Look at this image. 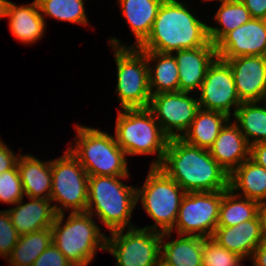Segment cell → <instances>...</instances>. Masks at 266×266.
Masks as SVG:
<instances>
[{
	"instance_id": "1",
	"label": "cell",
	"mask_w": 266,
	"mask_h": 266,
	"mask_svg": "<svg viewBox=\"0 0 266 266\" xmlns=\"http://www.w3.org/2000/svg\"><path fill=\"white\" fill-rule=\"evenodd\" d=\"M187 192H215L229 188V174L210 155L181 138L168 140L163 160L158 166Z\"/></svg>"
},
{
	"instance_id": "2",
	"label": "cell",
	"mask_w": 266,
	"mask_h": 266,
	"mask_svg": "<svg viewBox=\"0 0 266 266\" xmlns=\"http://www.w3.org/2000/svg\"><path fill=\"white\" fill-rule=\"evenodd\" d=\"M193 14L178 0H164L149 36L138 48L173 54L207 45L208 25Z\"/></svg>"
},
{
	"instance_id": "3",
	"label": "cell",
	"mask_w": 266,
	"mask_h": 266,
	"mask_svg": "<svg viewBox=\"0 0 266 266\" xmlns=\"http://www.w3.org/2000/svg\"><path fill=\"white\" fill-rule=\"evenodd\" d=\"M129 176H89L86 212L94 213L110 232L134 227L132 211L136 207V187L121 180ZM95 209V211H93ZM94 212V213H93Z\"/></svg>"
},
{
	"instance_id": "4",
	"label": "cell",
	"mask_w": 266,
	"mask_h": 266,
	"mask_svg": "<svg viewBox=\"0 0 266 266\" xmlns=\"http://www.w3.org/2000/svg\"><path fill=\"white\" fill-rule=\"evenodd\" d=\"M92 217L87 212H70L64 223V213L57 214L51 226L52 242L74 266H87L96 250L106 251L107 236Z\"/></svg>"
},
{
	"instance_id": "5",
	"label": "cell",
	"mask_w": 266,
	"mask_h": 266,
	"mask_svg": "<svg viewBox=\"0 0 266 266\" xmlns=\"http://www.w3.org/2000/svg\"><path fill=\"white\" fill-rule=\"evenodd\" d=\"M76 147L70 153L89 176H129L126 153L114 136L99 129L75 125Z\"/></svg>"
},
{
	"instance_id": "6",
	"label": "cell",
	"mask_w": 266,
	"mask_h": 266,
	"mask_svg": "<svg viewBox=\"0 0 266 266\" xmlns=\"http://www.w3.org/2000/svg\"><path fill=\"white\" fill-rule=\"evenodd\" d=\"M118 112L115 139L126 155L156 154L151 167H158L169 138L149 108L122 109Z\"/></svg>"
},
{
	"instance_id": "7",
	"label": "cell",
	"mask_w": 266,
	"mask_h": 266,
	"mask_svg": "<svg viewBox=\"0 0 266 266\" xmlns=\"http://www.w3.org/2000/svg\"><path fill=\"white\" fill-rule=\"evenodd\" d=\"M185 194L181 186L159 167L150 166L144 185L136 187V202L140 200L147 214L155 221L144 228L172 233Z\"/></svg>"
},
{
	"instance_id": "8",
	"label": "cell",
	"mask_w": 266,
	"mask_h": 266,
	"mask_svg": "<svg viewBox=\"0 0 266 266\" xmlns=\"http://www.w3.org/2000/svg\"><path fill=\"white\" fill-rule=\"evenodd\" d=\"M117 65L116 92L122 109L148 108L151 100L148 62L144 52L136 47L120 45L109 38Z\"/></svg>"
},
{
	"instance_id": "9",
	"label": "cell",
	"mask_w": 266,
	"mask_h": 266,
	"mask_svg": "<svg viewBox=\"0 0 266 266\" xmlns=\"http://www.w3.org/2000/svg\"><path fill=\"white\" fill-rule=\"evenodd\" d=\"M52 191L50 200L54 204L56 214L68 209L71 213L86 212L88 205L89 175L78 160L67 149L63 156L51 160Z\"/></svg>"
},
{
	"instance_id": "10",
	"label": "cell",
	"mask_w": 266,
	"mask_h": 266,
	"mask_svg": "<svg viewBox=\"0 0 266 266\" xmlns=\"http://www.w3.org/2000/svg\"><path fill=\"white\" fill-rule=\"evenodd\" d=\"M110 232L106 250L117 266H156L160 261L162 233L146 228H127Z\"/></svg>"
},
{
	"instance_id": "11",
	"label": "cell",
	"mask_w": 266,
	"mask_h": 266,
	"mask_svg": "<svg viewBox=\"0 0 266 266\" xmlns=\"http://www.w3.org/2000/svg\"><path fill=\"white\" fill-rule=\"evenodd\" d=\"M223 190L187 192L179 207L174 228L179 235L212 237L219 219Z\"/></svg>"
},
{
	"instance_id": "12",
	"label": "cell",
	"mask_w": 266,
	"mask_h": 266,
	"mask_svg": "<svg viewBox=\"0 0 266 266\" xmlns=\"http://www.w3.org/2000/svg\"><path fill=\"white\" fill-rule=\"evenodd\" d=\"M188 95L189 92L178 91L151 96L148 108L169 139L181 138L200 109L198 98Z\"/></svg>"
},
{
	"instance_id": "13",
	"label": "cell",
	"mask_w": 266,
	"mask_h": 266,
	"mask_svg": "<svg viewBox=\"0 0 266 266\" xmlns=\"http://www.w3.org/2000/svg\"><path fill=\"white\" fill-rule=\"evenodd\" d=\"M199 106L204 110L219 111L231 116V108L235 107L234 115L242 101L236 91L234 77L229 64L216 58L208 67L206 76L200 87Z\"/></svg>"
},
{
	"instance_id": "14",
	"label": "cell",
	"mask_w": 266,
	"mask_h": 266,
	"mask_svg": "<svg viewBox=\"0 0 266 266\" xmlns=\"http://www.w3.org/2000/svg\"><path fill=\"white\" fill-rule=\"evenodd\" d=\"M217 57L266 56V20L251 18L227 33L216 45Z\"/></svg>"
},
{
	"instance_id": "15",
	"label": "cell",
	"mask_w": 266,
	"mask_h": 266,
	"mask_svg": "<svg viewBox=\"0 0 266 266\" xmlns=\"http://www.w3.org/2000/svg\"><path fill=\"white\" fill-rule=\"evenodd\" d=\"M221 60L231 67L236 91L242 102L266 100V56H238Z\"/></svg>"
},
{
	"instance_id": "16",
	"label": "cell",
	"mask_w": 266,
	"mask_h": 266,
	"mask_svg": "<svg viewBox=\"0 0 266 266\" xmlns=\"http://www.w3.org/2000/svg\"><path fill=\"white\" fill-rule=\"evenodd\" d=\"M173 55L179 70V91L200 90L208 67L217 58L215 45L209 42L205 46L176 51Z\"/></svg>"
},
{
	"instance_id": "17",
	"label": "cell",
	"mask_w": 266,
	"mask_h": 266,
	"mask_svg": "<svg viewBox=\"0 0 266 266\" xmlns=\"http://www.w3.org/2000/svg\"><path fill=\"white\" fill-rule=\"evenodd\" d=\"M208 150L229 175L250 157V146L238 126L231 123V119Z\"/></svg>"
},
{
	"instance_id": "18",
	"label": "cell",
	"mask_w": 266,
	"mask_h": 266,
	"mask_svg": "<svg viewBox=\"0 0 266 266\" xmlns=\"http://www.w3.org/2000/svg\"><path fill=\"white\" fill-rule=\"evenodd\" d=\"M212 238L242 258H250L255 248L265 240L258 214L253 219L232 227H216Z\"/></svg>"
},
{
	"instance_id": "19",
	"label": "cell",
	"mask_w": 266,
	"mask_h": 266,
	"mask_svg": "<svg viewBox=\"0 0 266 266\" xmlns=\"http://www.w3.org/2000/svg\"><path fill=\"white\" fill-rule=\"evenodd\" d=\"M23 199L15 204L17 206L7 209L18 234L21 236L51 228L57 215L51 200L29 198L31 201L23 204Z\"/></svg>"
},
{
	"instance_id": "20",
	"label": "cell",
	"mask_w": 266,
	"mask_h": 266,
	"mask_svg": "<svg viewBox=\"0 0 266 266\" xmlns=\"http://www.w3.org/2000/svg\"><path fill=\"white\" fill-rule=\"evenodd\" d=\"M13 36L22 43H35L44 34L45 18L42 17L37 0L28 5H19L9 1L6 15Z\"/></svg>"
},
{
	"instance_id": "21",
	"label": "cell",
	"mask_w": 266,
	"mask_h": 266,
	"mask_svg": "<svg viewBox=\"0 0 266 266\" xmlns=\"http://www.w3.org/2000/svg\"><path fill=\"white\" fill-rule=\"evenodd\" d=\"M17 169L25 196L50 199L52 191L51 161L42 162L32 155L19 154Z\"/></svg>"
},
{
	"instance_id": "22",
	"label": "cell",
	"mask_w": 266,
	"mask_h": 266,
	"mask_svg": "<svg viewBox=\"0 0 266 266\" xmlns=\"http://www.w3.org/2000/svg\"><path fill=\"white\" fill-rule=\"evenodd\" d=\"M171 232L162 233L160 260L168 266H202L204 238L179 235L176 240L163 241Z\"/></svg>"
},
{
	"instance_id": "23",
	"label": "cell",
	"mask_w": 266,
	"mask_h": 266,
	"mask_svg": "<svg viewBox=\"0 0 266 266\" xmlns=\"http://www.w3.org/2000/svg\"><path fill=\"white\" fill-rule=\"evenodd\" d=\"M164 0H118L121 14L124 15L136 43L130 47L138 48L149 36L159 8Z\"/></svg>"
},
{
	"instance_id": "24",
	"label": "cell",
	"mask_w": 266,
	"mask_h": 266,
	"mask_svg": "<svg viewBox=\"0 0 266 266\" xmlns=\"http://www.w3.org/2000/svg\"><path fill=\"white\" fill-rule=\"evenodd\" d=\"M148 62L149 88L151 95L179 91V70L171 53L142 50ZM155 65L151 67V62ZM155 87V90H154Z\"/></svg>"
},
{
	"instance_id": "25",
	"label": "cell",
	"mask_w": 266,
	"mask_h": 266,
	"mask_svg": "<svg viewBox=\"0 0 266 266\" xmlns=\"http://www.w3.org/2000/svg\"><path fill=\"white\" fill-rule=\"evenodd\" d=\"M229 188L258 203L266 201V169L249 157L229 175Z\"/></svg>"
},
{
	"instance_id": "26",
	"label": "cell",
	"mask_w": 266,
	"mask_h": 266,
	"mask_svg": "<svg viewBox=\"0 0 266 266\" xmlns=\"http://www.w3.org/2000/svg\"><path fill=\"white\" fill-rule=\"evenodd\" d=\"M230 119L225 113L200 108L181 139L193 146L209 149Z\"/></svg>"
},
{
	"instance_id": "27",
	"label": "cell",
	"mask_w": 266,
	"mask_h": 266,
	"mask_svg": "<svg viewBox=\"0 0 266 266\" xmlns=\"http://www.w3.org/2000/svg\"><path fill=\"white\" fill-rule=\"evenodd\" d=\"M257 101L242 102L235 111L234 123L244 135L249 146L266 142V100L263 106H258ZM249 138L253 140L250 141Z\"/></svg>"
},
{
	"instance_id": "28",
	"label": "cell",
	"mask_w": 266,
	"mask_h": 266,
	"mask_svg": "<svg viewBox=\"0 0 266 266\" xmlns=\"http://www.w3.org/2000/svg\"><path fill=\"white\" fill-rule=\"evenodd\" d=\"M258 205V202L241 197L230 188L223 190L217 227H232L253 219L258 214Z\"/></svg>"
},
{
	"instance_id": "29",
	"label": "cell",
	"mask_w": 266,
	"mask_h": 266,
	"mask_svg": "<svg viewBox=\"0 0 266 266\" xmlns=\"http://www.w3.org/2000/svg\"><path fill=\"white\" fill-rule=\"evenodd\" d=\"M213 1V0H206ZM221 5L214 19L221 27L208 26L209 40L216 45L227 33L247 23L252 17L242 1L218 0Z\"/></svg>"
},
{
	"instance_id": "30",
	"label": "cell",
	"mask_w": 266,
	"mask_h": 266,
	"mask_svg": "<svg viewBox=\"0 0 266 266\" xmlns=\"http://www.w3.org/2000/svg\"><path fill=\"white\" fill-rule=\"evenodd\" d=\"M51 243V228L21 235L18 243L7 258L10 262L9 264L11 266H31Z\"/></svg>"
},
{
	"instance_id": "31",
	"label": "cell",
	"mask_w": 266,
	"mask_h": 266,
	"mask_svg": "<svg viewBox=\"0 0 266 266\" xmlns=\"http://www.w3.org/2000/svg\"><path fill=\"white\" fill-rule=\"evenodd\" d=\"M37 2L43 18L47 15L60 21L88 24L83 0H37Z\"/></svg>"
},
{
	"instance_id": "32",
	"label": "cell",
	"mask_w": 266,
	"mask_h": 266,
	"mask_svg": "<svg viewBox=\"0 0 266 266\" xmlns=\"http://www.w3.org/2000/svg\"><path fill=\"white\" fill-rule=\"evenodd\" d=\"M243 259L221 246L212 237L204 238L202 266H241Z\"/></svg>"
},
{
	"instance_id": "33",
	"label": "cell",
	"mask_w": 266,
	"mask_h": 266,
	"mask_svg": "<svg viewBox=\"0 0 266 266\" xmlns=\"http://www.w3.org/2000/svg\"><path fill=\"white\" fill-rule=\"evenodd\" d=\"M23 196L22 181L16 164L12 169L0 173V201L14 205Z\"/></svg>"
},
{
	"instance_id": "34",
	"label": "cell",
	"mask_w": 266,
	"mask_h": 266,
	"mask_svg": "<svg viewBox=\"0 0 266 266\" xmlns=\"http://www.w3.org/2000/svg\"><path fill=\"white\" fill-rule=\"evenodd\" d=\"M20 235L13 226L7 210L0 211V256L8 258Z\"/></svg>"
},
{
	"instance_id": "35",
	"label": "cell",
	"mask_w": 266,
	"mask_h": 266,
	"mask_svg": "<svg viewBox=\"0 0 266 266\" xmlns=\"http://www.w3.org/2000/svg\"><path fill=\"white\" fill-rule=\"evenodd\" d=\"M31 266H74L52 242Z\"/></svg>"
},
{
	"instance_id": "36",
	"label": "cell",
	"mask_w": 266,
	"mask_h": 266,
	"mask_svg": "<svg viewBox=\"0 0 266 266\" xmlns=\"http://www.w3.org/2000/svg\"><path fill=\"white\" fill-rule=\"evenodd\" d=\"M19 156L0 139V173L12 169L18 161Z\"/></svg>"
},
{
	"instance_id": "37",
	"label": "cell",
	"mask_w": 266,
	"mask_h": 266,
	"mask_svg": "<svg viewBox=\"0 0 266 266\" xmlns=\"http://www.w3.org/2000/svg\"><path fill=\"white\" fill-rule=\"evenodd\" d=\"M252 18L266 20V0H242Z\"/></svg>"
},
{
	"instance_id": "38",
	"label": "cell",
	"mask_w": 266,
	"mask_h": 266,
	"mask_svg": "<svg viewBox=\"0 0 266 266\" xmlns=\"http://www.w3.org/2000/svg\"><path fill=\"white\" fill-rule=\"evenodd\" d=\"M250 158L266 169V142L250 146Z\"/></svg>"
},
{
	"instance_id": "39",
	"label": "cell",
	"mask_w": 266,
	"mask_h": 266,
	"mask_svg": "<svg viewBox=\"0 0 266 266\" xmlns=\"http://www.w3.org/2000/svg\"><path fill=\"white\" fill-rule=\"evenodd\" d=\"M253 266H266V241H262L252 253Z\"/></svg>"
},
{
	"instance_id": "40",
	"label": "cell",
	"mask_w": 266,
	"mask_h": 266,
	"mask_svg": "<svg viewBox=\"0 0 266 266\" xmlns=\"http://www.w3.org/2000/svg\"><path fill=\"white\" fill-rule=\"evenodd\" d=\"M258 215L261 221V228L264 239L266 241V201L260 202L258 205Z\"/></svg>"
},
{
	"instance_id": "41",
	"label": "cell",
	"mask_w": 266,
	"mask_h": 266,
	"mask_svg": "<svg viewBox=\"0 0 266 266\" xmlns=\"http://www.w3.org/2000/svg\"><path fill=\"white\" fill-rule=\"evenodd\" d=\"M8 0H0V19L5 17Z\"/></svg>"
},
{
	"instance_id": "42",
	"label": "cell",
	"mask_w": 266,
	"mask_h": 266,
	"mask_svg": "<svg viewBox=\"0 0 266 266\" xmlns=\"http://www.w3.org/2000/svg\"><path fill=\"white\" fill-rule=\"evenodd\" d=\"M156 266H168V265H166L164 262H162V261L160 260Z\"/></svg>"
}]
</instances>
